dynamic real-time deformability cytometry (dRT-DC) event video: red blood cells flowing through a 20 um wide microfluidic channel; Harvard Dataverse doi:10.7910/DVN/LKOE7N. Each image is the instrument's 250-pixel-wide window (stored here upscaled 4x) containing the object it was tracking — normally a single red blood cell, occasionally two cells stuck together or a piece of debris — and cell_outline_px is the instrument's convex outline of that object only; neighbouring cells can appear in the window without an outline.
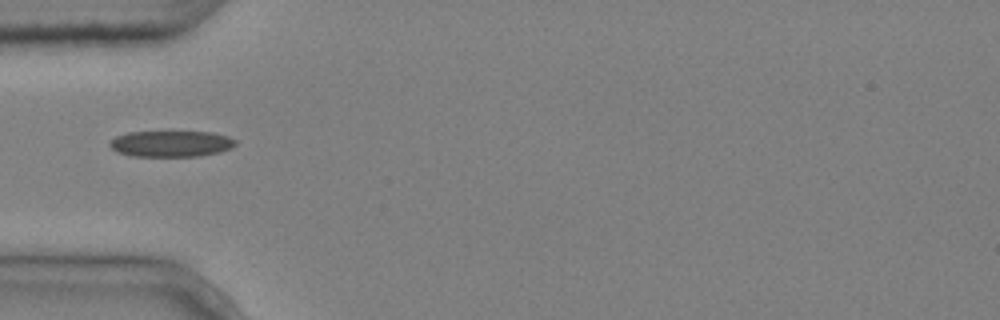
{"species": "common noctule bat (a hibernating species)", "species_latin": "Nyctalus noctula", "temperature_condition": "cold", "stored_images_in_passage": 6, "camera_frame_rate_fps": 3000, "um_per_image_px": 0.085, "animal": {"sex": "male", "body_mass_g": 20.4}, "frame": {"image": 1, "passage_image": 1, "time_ms": 0.0, "image_size_px": [1000, 320], "cell_outline_px": [[236, 144], [232, 148], [220, 152], [200, 156], [132, 156], [116, 152], [108, 144], [116, 136], [128, 132], [212, 132], [228, 136], [236, 140]], "centroid_in_image_um": [14.56, 12.22], "position_along_channel_um": 70.4, "area_um2": 19.19}}
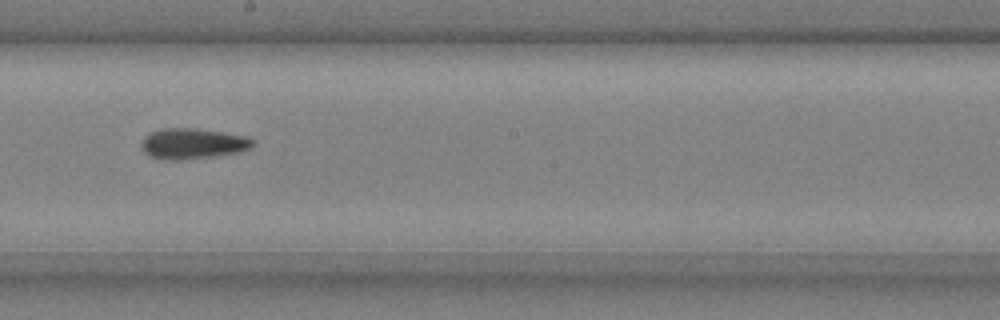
{"frame": {"image": 2, "passage_image": 5, "time_ms": 1.333, "image_size_px": [1000, 320], "cell_outline_px": [[256, 144], [252, 148], [240, 152], [212, 156], [180, 160], [160, 160], [144, 152], [140, 144], [144, 136], [152, 132], [164, 128], [196, 128], [248, 136], [256, 140]], "centroid_in_image_um": [16.42, 12.2], "position_along_channel_um": 231.8, "area_um2": 20.11}}
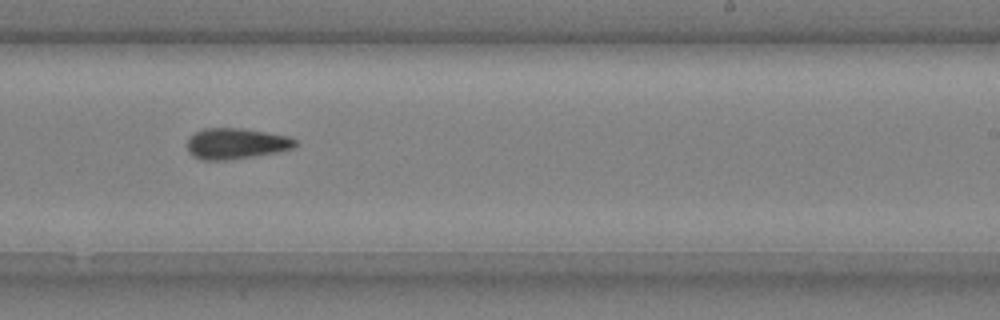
{"frame": {"image": 3, "passage_image": 6, "time_ms": 1.667, "image_size_px": [1000, 320], "cell_outline_px": [[300, 144], [292, 148], [280, 152], [256, 156], [228, 160], [200, 160], [192, 156], [188, 152], [188, 136], [204, 128], [240, 128], [292, 136]], "centroid_in_image_um": [20.1, 12.21], "position_along_channel_um": 268.9, "area_um2": 19.83}}